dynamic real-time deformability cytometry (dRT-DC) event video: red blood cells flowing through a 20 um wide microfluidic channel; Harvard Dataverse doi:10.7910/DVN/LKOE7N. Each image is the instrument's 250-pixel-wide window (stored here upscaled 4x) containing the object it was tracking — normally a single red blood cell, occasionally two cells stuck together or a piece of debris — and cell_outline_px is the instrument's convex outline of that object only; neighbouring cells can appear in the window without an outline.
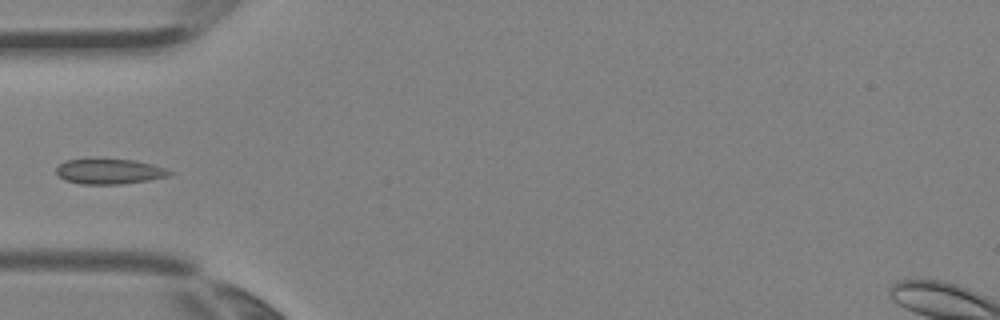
{"species": "Egyptian fruit bat (a non-hibernating species)", "species_latin": "Rousettus aegyptiacus", "temperature_condition": "room temperature", "stored_images_in_passage": 3, "camera_frame_rate_fps": 3000, "um_per_image_px": 0.085, "animal": {"sex": "female"}, "frame": {"image": 1, "passage_image": 3, "time_ms": 0.667, "image_size_px": [1000, 320], "cell_outline_px": [[172, 176], [148, 180], [120, 184], [80, 184], [64, 180], [56, 172], [56, 168], [64, 160], [92, 156], [104, 156], [136, 160], [152, 164], [164, 168], [172, 172]], "centroid_in_image_um": [9.25, 14.51], "position_along_channel_um": 75.7, "area_um2": 17.63}}